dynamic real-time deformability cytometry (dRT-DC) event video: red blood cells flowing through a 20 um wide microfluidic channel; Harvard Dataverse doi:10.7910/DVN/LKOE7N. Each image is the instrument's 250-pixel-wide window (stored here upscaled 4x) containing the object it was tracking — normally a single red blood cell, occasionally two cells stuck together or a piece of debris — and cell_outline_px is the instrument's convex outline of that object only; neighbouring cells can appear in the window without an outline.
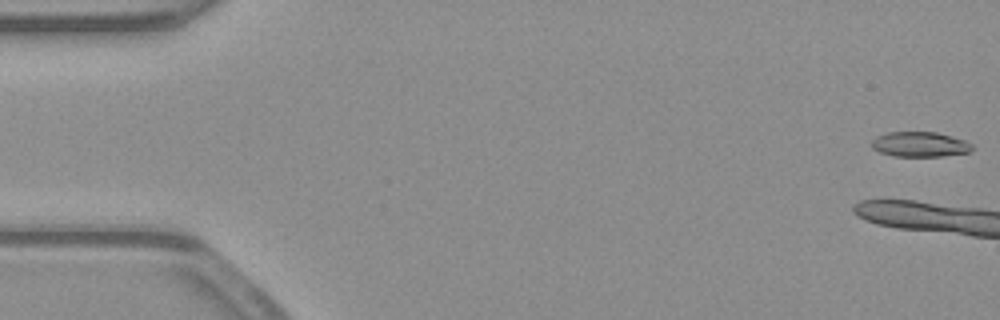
{"species": "common noctule bat (a hibernating species)", "species_latin": "Nyctalus noctula", "temperature_condition": "warm", "stored_images_in_passage": 28, "camera_frame_rate_fps": 3000, "um_per_image_px": 0.085, "animal": {"sex": "male", "body_mass_g": 23.1, "forearm_length_mm": 52.7}, "frame": {"image": 1, "passage_image": 1, "time_ms": 0.0, "image_size_px": [1000, 320], "cell_outline_px": [[972, 148], [968, 152], [940, 156], [892, 156], [880, 152], [872, 148], [872, 140], [876, 136], [888, 132], [936, 132], [952, 136], [964, 140], [972, 144]], "centroid_in_image_um": [78.16, 12.26], "position_along_channel_um": 6.8, "area_um2": 14.57}}